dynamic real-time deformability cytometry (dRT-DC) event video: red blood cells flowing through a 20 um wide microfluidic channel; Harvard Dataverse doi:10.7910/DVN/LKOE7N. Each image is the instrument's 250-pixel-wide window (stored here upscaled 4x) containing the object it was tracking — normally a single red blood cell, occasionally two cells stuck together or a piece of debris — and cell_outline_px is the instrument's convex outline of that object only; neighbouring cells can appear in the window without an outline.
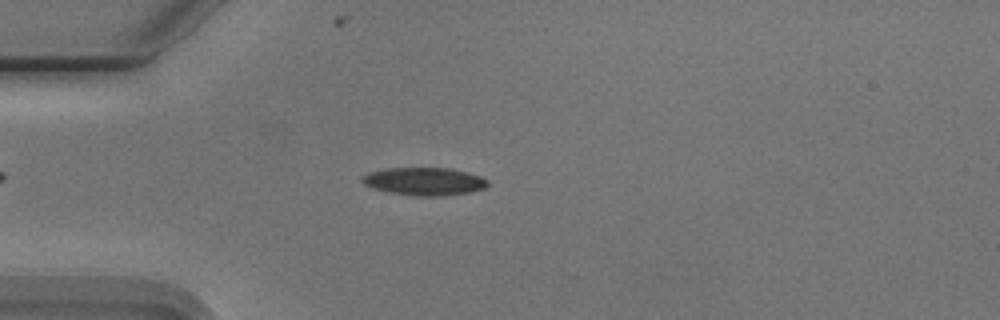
{"species": "Egyptian fruit bat (a non-hibernating species)", "species_latin": "Rousettus aegyptiacus", "temperature_condition": "cold", "stored_images_in_passage": 54, "camera_frame_rate_fps": 3000, "um_per_image_px": 0.085, "animal": {"sex": "male"}, "frame": {"image": 1, "passage_image": 14, "time_ms": 4.333, "image_size_px": [1000, 320], "cell_outline_px": [[488, 184], [484, 188], [468, 192], [444, 196], [412, 196], [388, 192], [372, 188], [364, 184], [360, 180], [360, 176], [368, 172], [384, 168], [448, 168], [480, 176], [488, 180]], "centroid_in_image_um": [35.99, 15.42], "position_along_channel_um": 49.0, "area_um2": 20.46}}
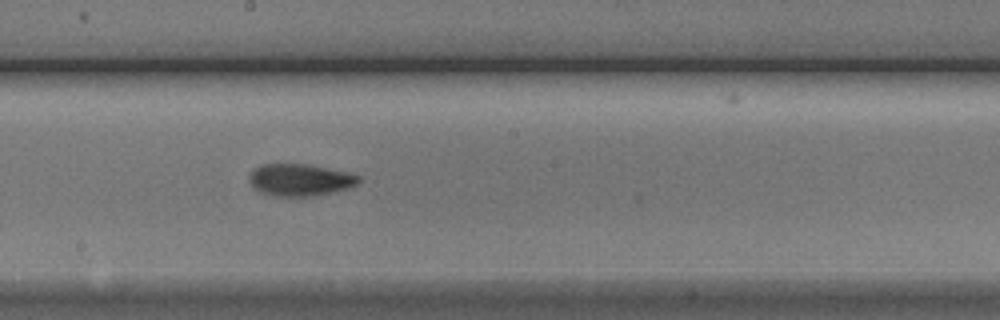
{"frame": {"image": 2, "passage_image": 29, "time_ms": 9.333, "image_size_px": [1000, 320], "cell_outline_px": [[360, 180], [356, 184], [348, 188], [316, 196], [272, 196], [260, 192], [248, 180], [248, 176], [260, 164], [304, 164], [348, 172], [360, 176]], "centroid_in_image_um": [25.49, 15.3], "position_along_channel_um": 222.7, "area_um2": 20.29}}
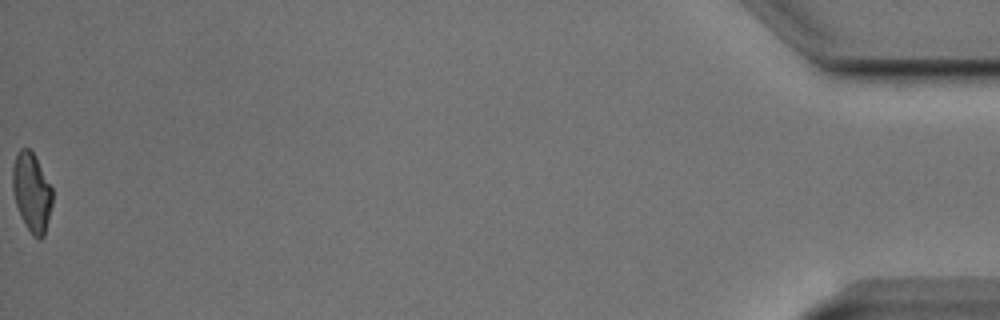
{"frame": {"image": 3, "passage_image": 54, "time_ms": 17.667, "image_size_px": [1000, 320], "cell_outline_px": [[52, 204], [44, 236], [40, 240], [32, 236], [24, 224], [20, 216], [12, 192], [12, 168], [16, 156], [20, 148], [28, 148], [32, 152], [52, 188]], "centroid_in_image_um": [2.68, 16.39], "position_along_channel_um": 432.5, "area_um2": 18.26}, "authors_computed_cell_mechanics": {"area_um2": 19.5364, "velocity_mm_per_s": 3.7492, "shape_relaxation_time_tau1_ms": 3.673, "shape_relaxation_time_tau2_ms": 2.5767, "deformation_change_tau1": 0.1219, "deformation_change_tau2": 0.0856}}